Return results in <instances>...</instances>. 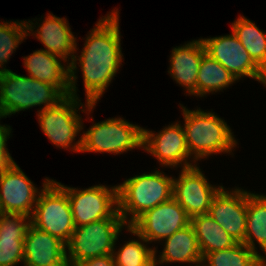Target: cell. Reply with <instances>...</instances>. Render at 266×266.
Wrapping results in <instances>:
<instances>
[{"instance_id": "1", "label": "cell", "mask_w": 266, "mask_h": 266, "mask_svg": "<svg viewBox=\"0 0 266 266\" xmlns=\"http://www.w3.org/2000/svg\"><path fill=\"white\" fill-rule=\"evenodd\" d=\"M102 17L85 37L81 54L73 55L69 63L70 96L79 98L76 87L78 77L75 74L76 65L80 64L78 66L83 75L86 102L91 104H97L103 96L123 60L118 8Z\"/></svg>"}, {"instance_id": "2", "label": "cell", "mask_w": 266, "mask_h": 266, "mask_svg": "<svg viewBox=\"0 0 266 266\" xmlns=\"http://www.w3.org/2000/svg\"><path fill=\"white\" fill-rule=\"evenodd\" d=\"M180 106L186 143L193 160L207 159L212 154L232 153L238 142L224 119L200 108L188 110L182 104Z\"/></svg>"}, {"instance_id": "3", "label": "cell", "mask_w": 266, "mask_h": 266, "mask_svg": "<svg viewBox=\"0 0 266 266\" xmlns=\"http://www.w3.org/2000/svg\"><path fill=\"white\" fill-rule=\"evenodd\" d=\"M173 180L174 177L155 170L133 176L117 185L118 212L125 224L130 226L146 211L170 200L173 197Z\"/></svg>"}, {"instance_id": "4", "label": "cell", "mask_w": 266, "mask_h": 266, "mask_svg": "<svg viewBox=\"0 0 266 266\" xmlns=\"http://www.w3.org/2000/svg\"><path fill=\"white\" fill-rule=\"evenodd\" d=\"M66 96L54 85L9 70L0 73V113L8 116L42 106H56Z\"/></svg>"}, {"instance_id": "5", "label": "cell", "mask_w": 266, "mask_h": 266, "mask_svg": "<svg viewBox=\"0 0 266 266\" xmlns=\"http://www.w3.org/2000/svg\"><path fill=\"white\" fill-rule=\"evenodd\" d=\"M84 105L79 98L66 96L56 106L37 111L41 130L56 147L81 152L82 137L76 142L74 141L84 129L82 116L77 113L79 109L82 112L90 113L96 104L86 102Z\"/></svg>"}, {"instance_id": "6", "label": "cell", "mask_w": 266, "mask_h": 266, "mask_svg": "<svg viewBox=\"0 0 266 266\" xmlns=\"http://www.w3.org/2000/svg\"><path fill=\"white\" fill-rule=\"evenodd\" d=\"M124 226L123 218H106L75 227L66 244V259L77 266L85 259L112 254Z\"/></svg>"}, {"instance_id": "7", "label": "cell", "mask_w": 266, "mask_h": 266, "mask_svg": "<svg viewBox=\"0 0 266 266\" xmlns=\"http://www.w3.org/2000/svg\"><path fill=\"white\" fill-rule=\"evenodd\" d=\"M42 185L31 224L67 244L75 229L68 195L55 180L46 177Z\"/></svg>"}, {"instance_id": "8", "label": "cell", "mask_w": 266, "mask_h": 266, "mask_svg": "<svg viewBox=\"0 0 266 266\" xmlns=\"http://www.w3.org/2000/svg\"><path fill=\"white\" fill-rule=\"evenodd\" d=\"M81 152L122 154L142 148L143 128L124 118H109L93 123L82 134Z\"/></svg>"}, {"instance_id": "9", "label": "cell", "mask_w": 266, "mask_h": 266, "mask_svg": "<svg viewBox=\"0 0 266 266\" xmlns=\"http://www.w3.org/2000/svg\"><path fill=\"white\" fill-rule=\"evenodd\" d=\"M68 195L75 227L106 218H122L118 212V188L94 185L78 189L55 181Z\"/></svg>"}, {"instance_id": "10", "label": "cell", "mask_w": 266, "mask_h": 266, "mask_svg": "<svg viewBox=\"0 0 266 266\" xmlns=\"http://www.w3.org/2000/svg\"><path fill=\"white\" fill-rule=\"evenodd\" d=\"M201 40L206 53L227 69L236 80L249 77L266 86V73L252 60L233 32Z\"/></svg>"}, {"instance_id": "11", "label": "cell", "mask_w": 266, "mask_h": 266, "mask_svg": "<svg viewBox=\"0 0 266 266\" xmlns=\"http://www.w3.org/2000/svg\"><path fill=\"white\" fill-rule=\"evenodd\" d=\"M191 223V218L172 197L138 217L130 227L148 243L162 241Z\"/></svg>"}, {"instance_id": "12", "label": "cell", "mask_w": 266, "mask_h": 266, "mask_svg": "<svg viewBox=\"0 0 266 266\" xmlns=\"http://www.w3.org/2000/svg\"><path fill=\"white\" fill-rule=\"evenodd\" d=\"M142 148L155 156L162 166H169L171 169L177 166L185 169L197 165L195 160H190L184 129L179 122L169 124L157 134L143 128Z\"/></svg>"}, {"instance_id": "13", "label": "cell", "mask_w": 266, "mask_h": 266, "mask_svg": "<svg viewBox=\"0 0 266 266\" xmlns=\"http://www.w3.org/2000/svg\"><path fill=\"white\" fill-rule=\"evenodd\" d=\"M207 180L197 165L181 169L173 180V198L190 218L209 213L213 197L223 187L212 186Z\"/></svg>"}, {"instance_id": "14", "label": "cell", "mask_w": 266, "mask_h": 266, "mask_svg": "<svg viewBox=\"0 0 266 266\" xmlns=\"http://www.w3.org/2000/svg\"><path fill=\"white\" fill-rule=\"evenodd\" d=\"M237 243L245 242L247 224V191L224 186L213 197L208 213Z\"/></svg>"}, {"instance_id": "15", "label": "cell", "mask_w": 266, "mask_h": 266, "mask_svg": "<svg viewBox=\"0 0 266 266\" xmlns=\"http://www.w3.org/2000/svg\"><path fill=\"white\" fill-rule=\"evenodd\" d=\"M34 185L19 166L1 175L0 201L4 213L24 214L32 217L38 196L43 190V188L37 189Z\"/></svg>"}, {"instance_id": "16", "label": "cell", "mask_w": 266, "mask_h": 266, "mask_svg": "<svg viewBox=\"0 0 266 266\" xmlns=\"http://www.w3.org/2000/svg\"><path fill=\"white\" fill-rule=\"evenodd\" d=\"M36 23L30 20L26 22L28 36L30 34L35 36L45 46L43 50L60 56L66 60V64H69L72 61L73 55H77L76 51L78 49L77 39L71 31L67 19L48 13L42 24L39 23L38 25L37 21ZM33 25L35 27L36 25L38 26L37 30L34 31L36 28Z\"/></svg>"}, {"instance_id": "17", "label": "cell", "mask_w": 266, "mask_h": 266, "mask_svg": "<svg viewBox=\"0 0 266 266\" xmlns=\"http://www.w3.org/2000/svg\"><path fill=\"white\" fill-rule=\"evenodd\" d=\"M23 264L70 265L66 259V244L31 224L24 239Z\"/></svg>"}, {"instance_id": "18", "label": "cell", "mask_w": 266, "mask_h": 266, "mask_svg": "<svg viewBox=\"0 0 266 266\" xmlns=\"http://www.w3.org/2000/svg\"><path fill=\"white\" fill-rule=\"evenodd\" d=\"M31 217L4 213L0 216V266H15L24 262V239Z\"/></svg>"}, {"instance_id": "19", "label": "cell", "mask_w": 266, "mask_h": 266, "mask_svg": "<svg viewBox=\"0 0 266 266\" xmlns=\"http://www.w3.org/2000/svg\"><path fill=\"white\" fill-rule=\"evenodd\" d=\"M205 52L201 38L172 49L168 73L189 95L196 96L197 75Z\"/></svg>"}, {"instance_id": "20", "label": "cell", "mask_w": 266, "mask_h": 266, "mask_svg": "<svg viewBox=\"0 0 266 266\" xmlns=\"http://www.w3.org/2000/svg\"><path fill=\"white\" fill-rule=\"evenodd\" d=\"M24 66L29 77L57 87L65 96H70L69 64L60 56L40 49L23 57Z\"/></svg>"}, {"instance_id": "21", "label": "cell", "mask_w": 266, "mask_h": 266, "mask_svg": "<svg viewBox=\"0 0 266 266\" xmlns=\"http://www.w3.org/2000/svg\"><path fill=\"white\" fill-rule=\"evenodd\" d=\"M163 241H165V247H163L164 249L160 252L161 254L159 256L156 255L157 250L154 247V257L158 265L177 262L182 264H202L203 257L198 246L194 228L191 224L176 231Z\"/></svg>"}, {"instance_id": "22", "label": "cell", "mask_w": 266, "mask_h": 266, "mask_svg": "<svg viewBox=\"0 0 266 266\" xmlns=\"http://www.w3.org/2000/svg\"><path fill=\"white\" fill-rule=\"evenodd\" d=\"M255 243L259 244V249L266 255V195L247 191V224L244 244L266 261V256L258 252Z\"/></svg>"}, {"instance_id": "23", "label": "cell", "mask_w": 266, "mask_h": 266, "mask_svg": "<svg viewBox=\"0 0 266 266\" xmlns=\"http://www.w3.org/2000/svg\"><path fill=\"white\" fill-rule=\"evenodd\" d=\"M190 224L194 228L202 257L209 252L225 250L237 244L208 213L192 217Z\"/></svg>"}, {"instance_id": "24", "label": "cell", "mask_w": 266, "mask_h": 266, "mask_svg": "<svg viewBox=\"0 0 266 266\" xmlns=\"http://www.w3.org/2000/svg\"><path fill=\"white\" fill-rule=\"evenodd\" d=\"M237 81L219 62L203 54L196 80V96L203 97L208 93L220 92Z\"/></svg>"}, {"instance_id": "25", "label": "cell", "mask_w": 266, "mask_h": 266, "mask_svg": "<svg viewBox=\"0 0 266 266\" xmlns=\"http://www.w3.org/2000/svg\"><path fill=\"white\" fill-rule=\"evenodd\" d=\"M231 25L232 32L237 36L252 60L266 73V33L242 15Z\"/></svg>"}, {"instance_id": "26", "label": "cell", "mask_w": 266, "mask_h": 266, "mask_svg": "<svg viewBox=\"0 0 266 266\" xmlns=\"http://www.w3.org/2000/svg\"><path fill=\"white\" fill-rule=\"evenodd\" d=\"M266 261L244 243L233 247L207 253L202 260L203 266H263Z\"/></svg>"}, {"instance_id": "27", "label": "cell", "mask_w": 266, "mask_h": 266, "mask_svg": "<svg viewBox=\"0 0 266 266\" xmlns=\"http://www.w3.org/2000/svg\"><path fill=\"white\" fill-rule=\"evenodd\" d=\"M127 231L138 240H129L116 252L113 250V258L116 266H144L154 257V248L148 247L149 244L141 235L136 233L130 226ZM140 239V241H139ZM146 243V244H144Z\"/></svg>"}, {"instance_id": "28", "label": "cell", "mask_w": 266, "mask_h": 266, "mask_svg": "<svg viewBox=\"0 0 266 266\" xmlns=\"http://www.w3.org/2000/svg\"><path fill=\"white\" fill-rule=\"evenodd\" d=\"M18 21L0 23V73L10 70L4 68V64L28 36L26 21Z\"/></svg>"}, {"instance_id": "29", "label": "cell", "mask_w": 266, "mask_h": 266, "mask_svg": "<svg viewBox=\"0 0 266 266\" xmlns=\"http://www.w3.org/2000/svg\"><path fill=\"white\" fill-rule=\"evenodd\" d=\"M4 117L6 118L7 116L0 113V120ZM11 130V126L0 124V176L9 173L18 166L6 147Z\"/></svg>"}, {"instance_id": "30", "label": "cell", "mask_w": 266, "mask_h": 266, "mask_svg": "<svg viewBox=\"0 0 266 266\" xmlns=\"http://www.w3.org/2000/svg\"><path fill=\"white\" fill-rule=\"evenodd\" d=\"M77 266H116L112 254L85 259Z\"/></svg>"}, {"instance_id": "31", "label": "cell", "mask_w": 266, "mask_h": 266, "mask_svg": "<svg viewBox=\"0 0 266 266\" xmlns=\"http://www.w3.org/2000/svg\"><path fill=\"white\" fill-rule=\"evenodd\" d=\"M157 262L155 260V257H153L146 265L144 266H157Z\"/></svg>"}, {"instance_id": "32", "label": "cell", "mask_w": 266, "mask_h": 266, "mask_svg": "<svg viewBox=\"0 0 266 266\" xmlns=\"http://www.w3.org/2000/svg\"><path fill=\"white\" fill-rule=\"evenodd\" d=\"M23 266H36V265L23 264ZM46 266H71V265H46Z\"/></svg>"}, {"instance_id": "33", "label": "cell", "mask_w": 266, "mask_h": 266, "mask_svg": "<svg viewBox=\"0 0 266 266\" xmlns=\"http://www.w3.org/2000/svg\"><path fill=\"white\" fill-rule=\"evenodd\" d=\"M4 214V211H3V208H2V205H1V201H0V216Z\"/></svg>"}, {"instance_id": "34", "label": "cell", "mask_w": 266, "mask_h": 266, "mask_svg": "<svg viewBox=\"0 0 266 266\" xmlns=\"http://www.w3.org/2000/svg\"><path fill=\"white\" fill-rule=\"evenodd\" d=\"M193 266V265H192ZM194 266H203L202 264H196V265H194Z\"/></svg>"}]
</instances>
